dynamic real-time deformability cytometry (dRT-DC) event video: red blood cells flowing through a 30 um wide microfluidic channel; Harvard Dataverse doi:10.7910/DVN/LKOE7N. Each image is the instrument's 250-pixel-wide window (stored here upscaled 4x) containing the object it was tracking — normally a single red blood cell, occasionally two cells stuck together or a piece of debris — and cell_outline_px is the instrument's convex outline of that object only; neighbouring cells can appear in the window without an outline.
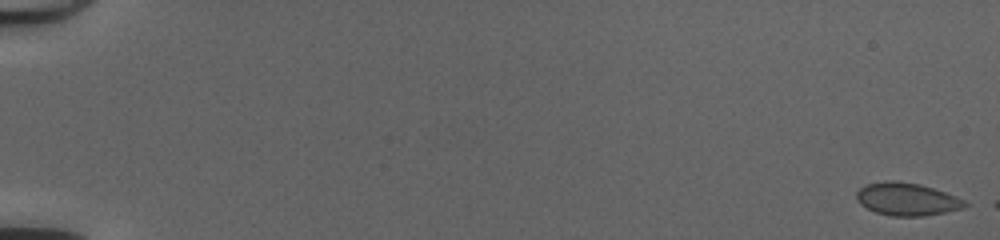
{"species": "common noctule bat (a hibernating species)", "species_latin": "Nyctalus noctula", "temperature_condition": "cold", "stored_images_in_passage": 8, "camera_frame_rate_fps": 3000, "um_per_image_px": 0.085, "animal": {"sex": "female", "body_mass_g": 20.0, "forearm_length_mm": 54.0}, "frame": {"image": 1, "passage_image": 1, "time_ms": 0.0, "image_size_px": [1000, 240], "cell_outline_px": [[968, 204], [964, 208], [924, 216], [892, 216], [876, 212], [860, 204], [856, 200], [856, 192], [860, 188], [868, 184], [888, 180], [896, 180], [920, 184], [944, 192], [964, 200]], "centroid_in_image_um": [77.06, 16.93], "position_along_channel_um": 7.9, "area_um2": 20.52}}